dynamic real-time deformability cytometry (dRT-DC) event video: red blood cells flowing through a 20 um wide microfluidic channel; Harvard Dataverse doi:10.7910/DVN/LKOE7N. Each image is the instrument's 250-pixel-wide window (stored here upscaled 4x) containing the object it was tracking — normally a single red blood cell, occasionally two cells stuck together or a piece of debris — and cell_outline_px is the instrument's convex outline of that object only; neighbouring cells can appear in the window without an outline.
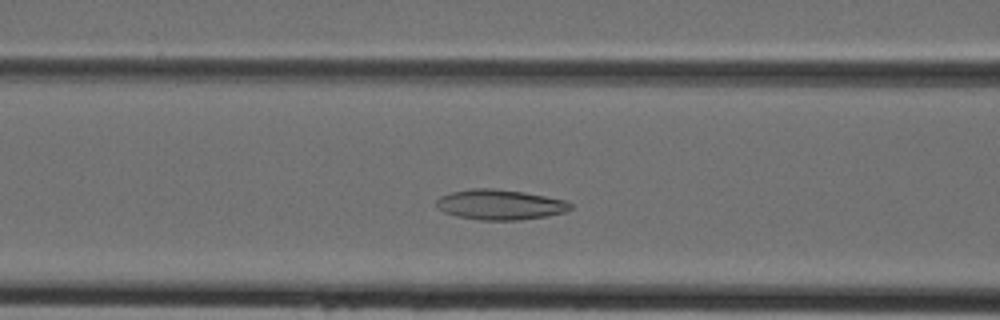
{"species": "Egyptian fruit bat (a non-hibernating species)", "species_latin": "Rousettus aegyptiacus", "temperature_condition": "cold", "stored_images_in_passage": 37, "camera_frame_rate_fps": 3000, "um_per_image_px": 0.085, "animal": {"sex": "female"}, "frame": {"image": 1, "passage_image": 11, "time_ms": 3.333, "image_size_px": [1000, 320], "cell_outline_px": [[572, 208], [568, 212], [544, 216], [516, 220], [480, 220], [456, 216], [444, 212], [436, 208], [436, 200], [440, 196], [452, 192], [472, 188], [492, 188], [524, 192], [564, 200], [572, 204]], "centroid_in_image_um": [42.48, 17.39], "position_along_channel_um": 124.1, "area_um2": 23.58}}
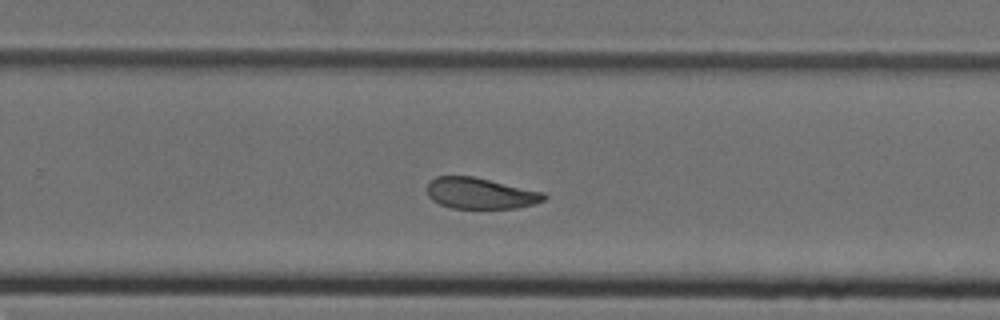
{"frame": {"image": 2, "passage_image": 22, "time_ms": 7.0, "image_size_px": [1000, 320], "cell_outline_px": [[548, 196], [544, 200], [532, 204], [516, 208], [452, 208], [440, 204], [432, 200], [428, 196], [428, 184], [436, 176], [472, 176], [544, 192]], "centroid_in_image_um": [40.83, 16.43], "position_along_channel_um": 289.0, "area_um2": 20.98}}
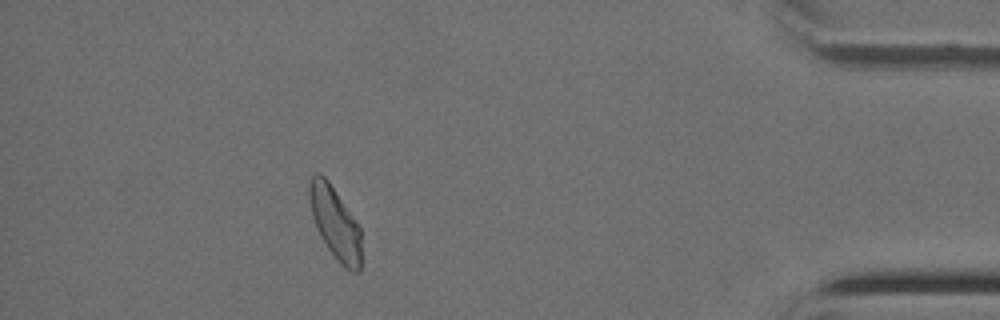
{"frame": {"image": 3, "passage_image": 33, "time_ms": 10.667, "image_size_px": [1000, 320], "cell_outline_px": [[360, 272], [352, 272], [344, 268], [340, 264], [328, 248], [320, 236], [316, 228], [312, 216], [308, 196], [308, 184], [312, 176], [316, 172], [320, 172], [328, 180], [360, 228]], "centroid_in_image_um": [28.45, 18.95], "position_along_channel_um": 406.8, "area_um2": 21.73}}